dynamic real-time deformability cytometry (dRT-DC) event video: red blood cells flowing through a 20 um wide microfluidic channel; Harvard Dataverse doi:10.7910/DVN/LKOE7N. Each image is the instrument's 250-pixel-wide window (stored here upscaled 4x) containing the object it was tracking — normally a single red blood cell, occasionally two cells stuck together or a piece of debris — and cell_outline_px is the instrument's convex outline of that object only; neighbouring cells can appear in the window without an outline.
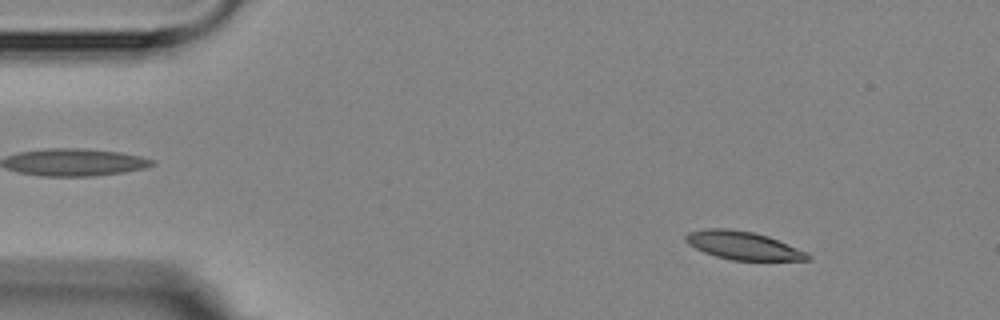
{"species": "Egyptian fruit bat (a non-hibernating species)", "species_latin": "Rousettus aegyptiacus", "temperature_condition": "room temperature", "stored_images_in_passage": 6, "camera_frame_rate_fps": 3000, "um_per_image_px": 0.085, "animal": {"sex": "female"}, "frame": {"image": 1, "passage_image": 2, "time_ms": 1.0, "image_size_px": [1000, 320], "cell_outline_px": [[812, 260], [732, 260], [716, 256], [704, 252], [688, 244], [684, 240], [684, 236], [688, 232], [708, 228], [728, 228], [752, 232], [768, 236], [808, 252], [812, 256]], "centroid_in_image_um": [63.17, 20.86], "position_along_channel_um": 21.8, "area_um2": 20.06}}
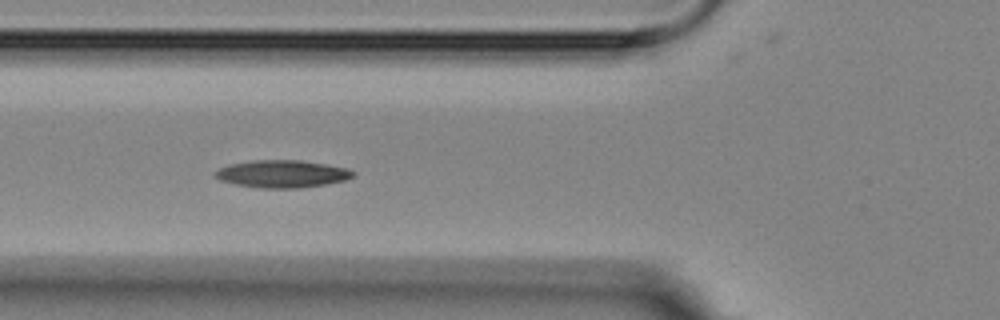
{"frame": {"image": 2, "passage_image": 5, "time_ms": 5.333, "image_size_px": [1000, 320], "cell_outline_px": [[356, 176], [344, 180], [324, 184], [300, 188], [260, 188], [236, 184], [220, 180], [212, 176], [212, 172], [228, 164], [252, 160], [300, 160], [348, 168], [356, 172]], "centroid_in_image_um": [23.95, 14.77], "position_along_channel_um": 101.8, "area_um2": 22.2}}
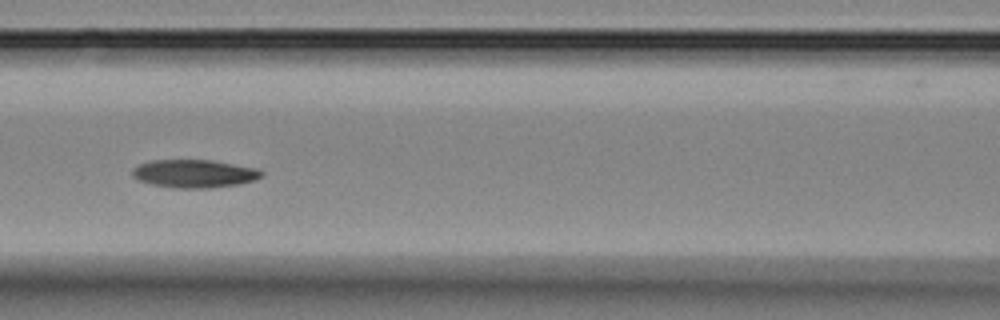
{"frame": {"image": 3, "passage_image": 6, "time_ms": 6.667, "image_size_px": [1000, 320], "cell_outline_px": [[264, 172], [256, 180], [240, 184], [208, 188], [176, 188], [152, 184], [140, 180], [132, 176], [132, 168], [148, 160], [212, 160], [260, 168]], "centroid_in_image_um": [16.55, 14.75], "position_along_channel_um": 150.1, "area_um2": 21.27}}